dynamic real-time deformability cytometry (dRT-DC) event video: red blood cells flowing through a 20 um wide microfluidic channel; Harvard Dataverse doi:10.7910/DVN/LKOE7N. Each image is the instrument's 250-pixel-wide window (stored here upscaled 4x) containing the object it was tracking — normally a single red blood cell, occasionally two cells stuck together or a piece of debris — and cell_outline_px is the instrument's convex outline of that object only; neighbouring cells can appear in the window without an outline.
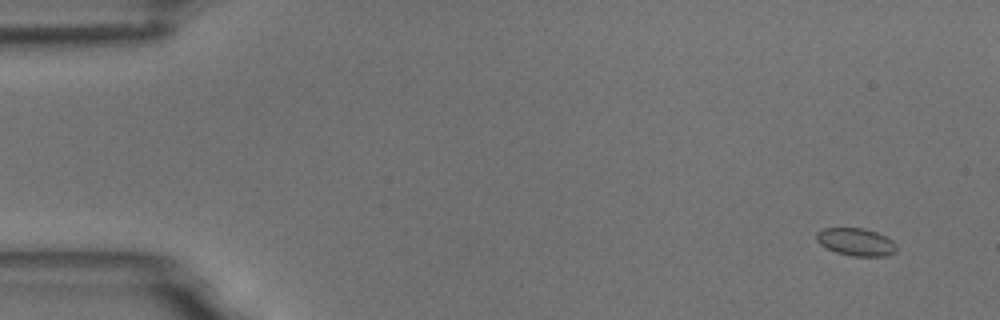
{"species": "common noctule bat (a hibernating species)", "species_latin": "Nyctalus noctula", "temperature_condition": "room temperature", "stored_images_in_passage": 5, "camera_frame_rate_fps": 3000, "um_per_image_px": 0.085, "animal": {"sex": "male", "body_mass_g": 18.8}, "frame": {"image": 1, "passage_image": 1, "time_ms": 0.0, "image_size_px": [1000, 320], "cell_outline_px": [[896, 252], [884, 256], [852, 256], [836, 252], [820, 244], [816, 240], [816, 232], [820, 228], [864, 228], [876, 232], [892, 240], [896, 244]], "centroid_in_image_um": [72.74, 20.56], "position_along_channel_um": 12.3, "area_um2": 12.89}}